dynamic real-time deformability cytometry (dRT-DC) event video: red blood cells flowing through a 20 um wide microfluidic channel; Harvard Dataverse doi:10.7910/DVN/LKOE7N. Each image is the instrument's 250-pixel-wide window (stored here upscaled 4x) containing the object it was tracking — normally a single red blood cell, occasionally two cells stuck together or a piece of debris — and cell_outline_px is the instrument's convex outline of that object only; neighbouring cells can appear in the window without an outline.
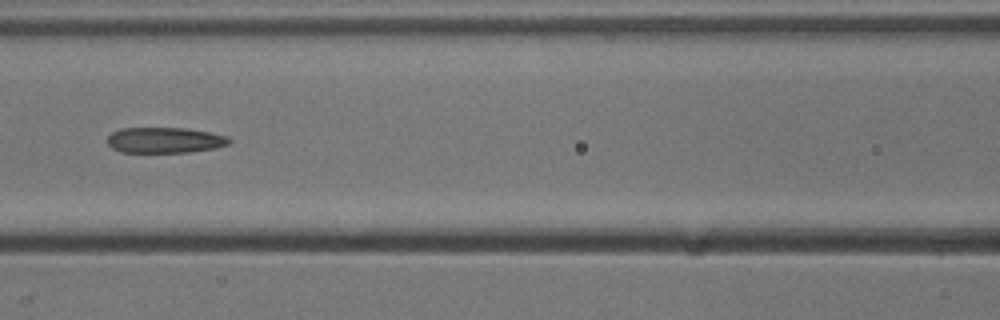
{"species": "common noctule bat (a hibernating species)", "species_latin": "Nyctalus noctula", "temperature_condition": "cold", "stored_images_in_passage": 51, "camera_frame_rate_fps": 3000, "um_per_image_px": 0.085, "animal": {"sex": "male", "body_mass_g": 13.3}, "frame": {"image": 1, "passage_image": 22, "time_ms": 7.0, "image_size_px": [1000, 320], "cell_outline_px": [[232, 140], [228, 144], [216, 148], [188, 152], [120, 152], [112, 148], [108, 144], [108, 136], [112, 132], [120, 128], [184, 128], [208, 132], [228, 136]], "centroid_in_image_um": [14.0, 11.91], "position_along_channel_um": 152.6, "area_um2": 18.21}}
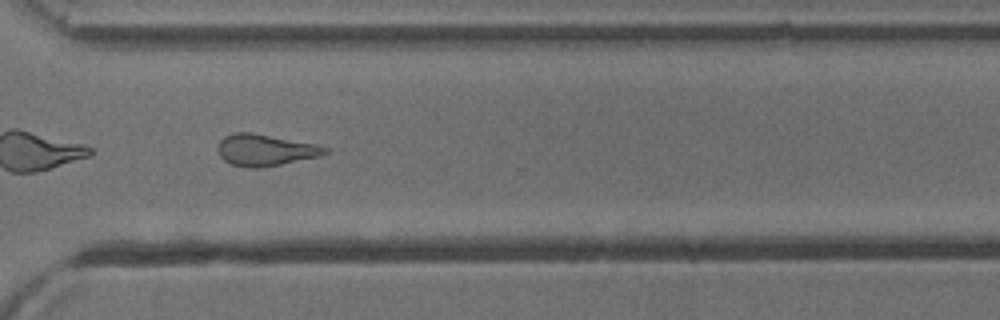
{"frame": {"image": 2, "passage_image": 37, "time_ms": 12.0, "image_size_px": [1000, 320], "cell_outline_px": [[328, 152], [320, 156], [260, 168], [248, 168], [232, 164], [224, 160], [220, 156], [216, 148], [220, 140], [224, 136], [236, 132], [252, 132], [316, 144], [328, 148]], "centroid_in_image_um": [22.51, 12.75], "position_along_channel_um": 348.1, "area_um2": 19.71}, "authors_computed_cell_mechanics": {"area_um2": 20.2878, "velocity_mm_per_s": 3.9238, "shape_relaxation_time_tau1_ms": null, "shape_relaxation_time_tau2_ms": 3.7157, "deformation_change_tau1": null, "deformation_change_tau2": 0.1526}}